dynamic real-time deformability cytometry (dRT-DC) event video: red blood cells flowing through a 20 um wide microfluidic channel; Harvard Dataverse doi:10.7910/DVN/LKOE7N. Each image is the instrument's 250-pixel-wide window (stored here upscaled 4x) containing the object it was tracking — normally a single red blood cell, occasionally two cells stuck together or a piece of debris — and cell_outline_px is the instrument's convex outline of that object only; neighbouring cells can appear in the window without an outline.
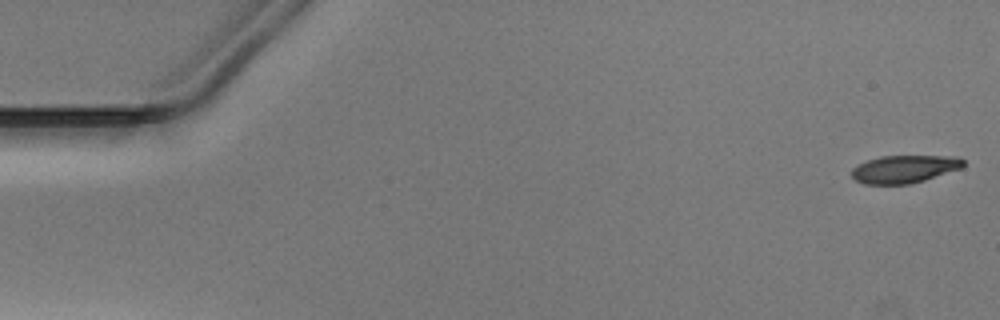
{"species": "Egyptian fruit bat (a non-hibernating species)", "species_latin": "Rousettus aegyptiacus", "temperature_condition": "warm", "stored_images_in_passage": 51, "camera_frame_rate_fps": 3000, "um_per_image_px": 0.085, "animal": {"sex": "male"}, "frame": {"image": 1, "passage_image": 1, "time_ms": 0.0, "image_size_px": [1000, 320], "cell_outline_px": [[964, 168], [924, 180], [908, 184], [864, 184], [856, 180], [852, 176], [852, 168], [868, 160], [880, 156], [960, 156], [964, 160]], "centroid_in_image_um": [76.93, 14.36], "position_along_channel_um": 8.1, "area_um2": 18.09}}
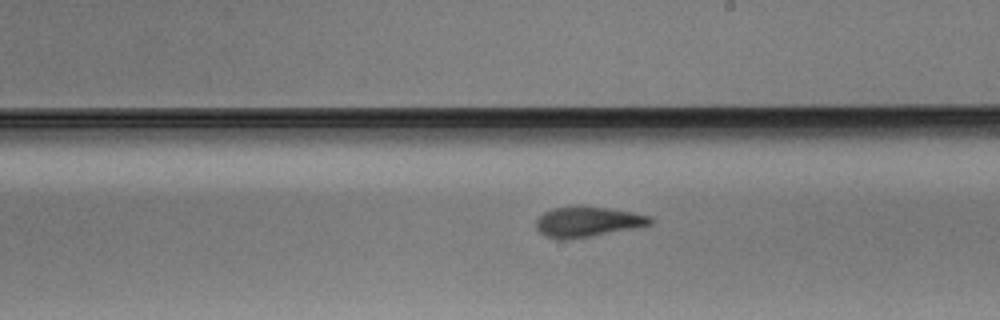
{"frame": {"image": 2, "passage_image": 29, "time_ms": 9.333, "image_size_px": [1000, 320], "cell_outline_px": [[656, 220], [652, 224], [636, 228], [588, 236], [544, 236], [536, 228], [536, 220], [544, 212], [552, 208], [576, 204], [580, 204], [608, 208], [632, 212], [652, 216]], "centroid_in_image_um": [50.02, 18.77], "position_along_channel_um": 239.0, "area_um2": 19.88}}
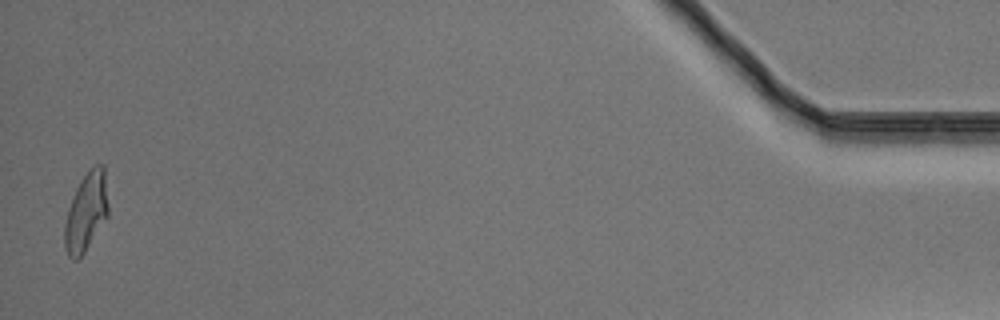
{"frame": {"image": 3, "passage_image": 50, "time_ms": 16.333, "image_size_px": [1000, 320], "cell_outline_px": [[108, 216], [84, 252], [76, 260], [72, 260], [68, 256], [64, 248], [64, 224], [68, 208], [72, 196], [80, 180], [96, 164], [104, 164], [108, 204]], "centroid_in_image_um": [7.31, 18.03], "position_along_channel_um": 427.9, "area_um2": 20.0}}